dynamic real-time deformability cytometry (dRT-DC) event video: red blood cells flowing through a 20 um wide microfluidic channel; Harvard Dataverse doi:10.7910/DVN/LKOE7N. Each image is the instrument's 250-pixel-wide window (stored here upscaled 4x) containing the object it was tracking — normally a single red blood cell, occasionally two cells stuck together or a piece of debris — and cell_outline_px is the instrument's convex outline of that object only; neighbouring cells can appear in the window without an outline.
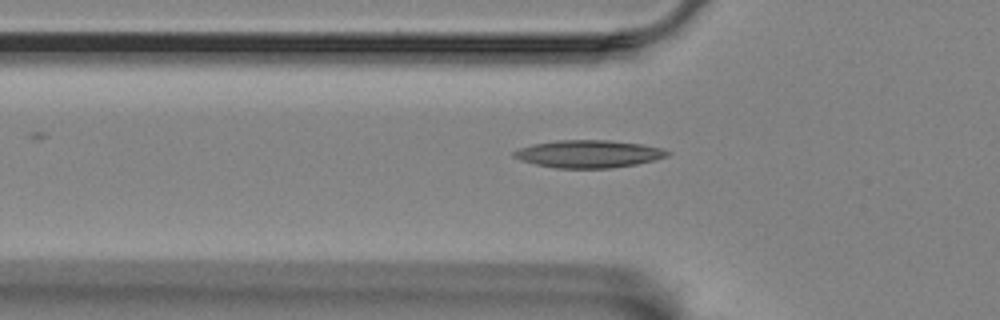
{"species": "Egyptian fruit bat (a non-hibernating species)", "species_latin": "Rousettus aegyptiacus", "temperature_condition": "room temperature", "stored_images_in_passage": 34, "camera_frame_rate_fps": 3000, "um_per_image_px": 0.085, "animal": {"sex": "female"}, "frame": {"image": 1, "passage_image": 5, "time_ms": 1.333, "image_size_px": [1000, 320], "cell_outline_px": [[672, 152], [668, 156], [636, 164], [612, 168], [556, 168], [536, 164], [520, 160], [512, 156], [512, 152], [520, 148], [532, 144], [556, 140], [608, 140], [640, 144], [660, 148]], "centroid_in_image_um": [50.0, 13.08], "position_along_channel_um": 75.8, "area_um2": 24.57}}
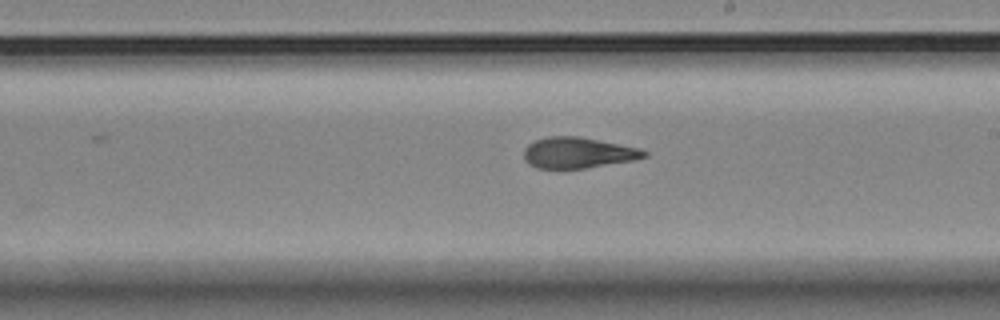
{"frame": {"image": 2, "passage_image": 19, "time_ms": 6.0, "image_size_px": [1000, 320], "cell_outline_px": [[648, 156], [632, 160], [584, 168], [536, 168], [528, 164], [524, 160], [524, 148], [528, 144], [536, 140], [548, 136], [576, 136], [640, 148], [648, 152]], "centroid_in_image_um": [49.09, 12.98], "position_along_channel_um": 239.9, "area_um2": 21.44}}
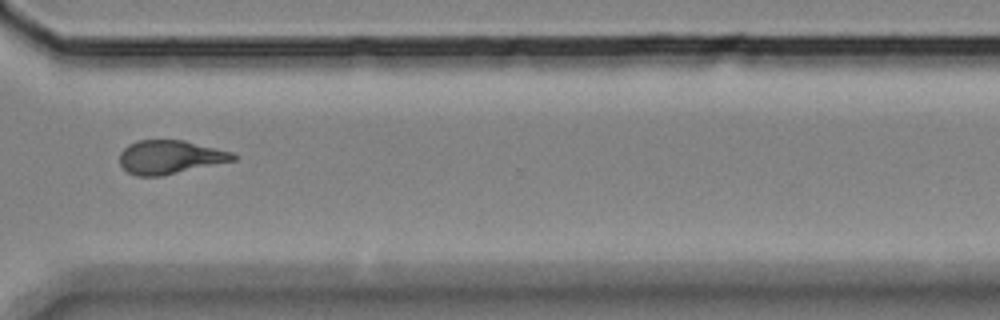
{"frame": {"image": 3, "passage_image": 29, "time_ms": 9.333, "image_size_px": [1000, 320], "cell_outline_px": [[236, 160], [160, 176], [136, 176], [128, 172], [120, 164], [120, 152], [128, 144], [136, 140], [184, 140], [232, 152], [236, 156]], "centroid_in_image_um": [14.42, 13.35], "position_along_channel_um": 356.2, "area_um2": 22.14}, "authors_computed_cell_mechanics": {"area_um2": 22.3975, "velocity_mm_per_s": 3.4899, "shape_relaxation_time_tau1_ms": 7.0177, "shape_relaxation_time_tau2_ms": 2.5848, "deformation_change_tau1": 0.1912, "deformation_change_tau2": 0.107}}